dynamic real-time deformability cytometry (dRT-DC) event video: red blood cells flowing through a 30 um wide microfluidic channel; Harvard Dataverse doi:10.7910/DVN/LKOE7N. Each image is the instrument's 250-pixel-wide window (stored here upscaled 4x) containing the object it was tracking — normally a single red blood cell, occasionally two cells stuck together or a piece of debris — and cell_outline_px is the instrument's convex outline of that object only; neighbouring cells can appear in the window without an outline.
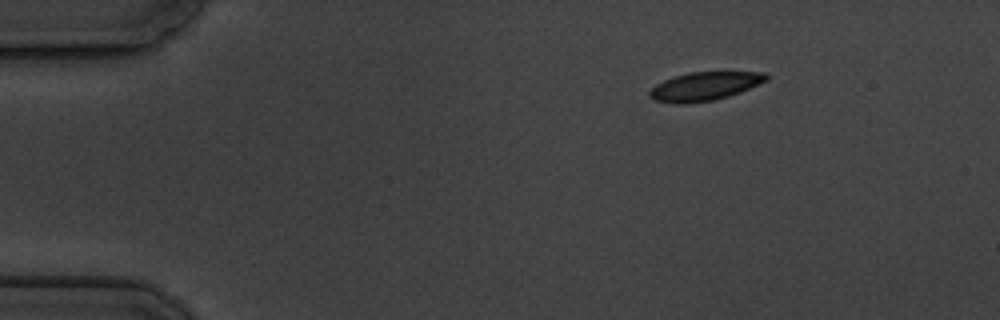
{"species": "common noctule bat (a hibernating species)", "species_latin": "Nyctalus noctula", "temperature_condition": "cold", "stored_images_in_passage": 6, "camera_frame_rate_fps": 3000, "um_per_image_px": 0.085, "animal": {"sex": "male", "body_mass_g": 19.5, "forearm_length_mm": 54.6}, "frame": {"image": 1, "passage_image": 1, "time_ms": 0.0, "image_size_px": [1000, 320], "cell_outline_px": [[768, 80], [740, 92], [728, 96], [712, 100], [688, 104], [672, 104], [656, 100], [648, 96], [648, 92], [656, 84], [664, 80], [688, 72], [764, 72], [768, 76]], "centroid_in_image_um": [59.87, 7.34], "position_along_channel_um": 25.1, "area_um2": 19.36}}
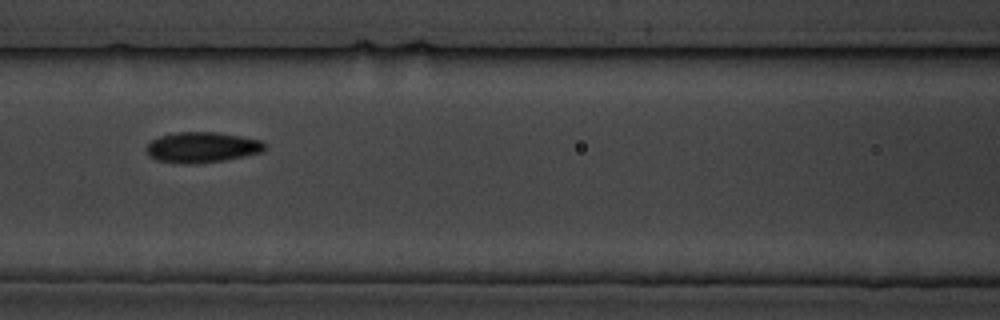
{"frame": {"image": 2, "passage_image": 6, "time_ms": 5.667, "image_size_px": [1000, 320], "cell_outline_px": [[268, 148], [264, 152], [224, 160], [192, 164], [156, 160], [148, 156], [144, 148], [152, 140], [160, 136], [176, 132], [216, 132], [240, 136], [260, 140], [268, 144]], "centroid_in_image_um": [17.2, 12.52], "position_along_channel_um": 149.4, "area_um2": 21.21}}